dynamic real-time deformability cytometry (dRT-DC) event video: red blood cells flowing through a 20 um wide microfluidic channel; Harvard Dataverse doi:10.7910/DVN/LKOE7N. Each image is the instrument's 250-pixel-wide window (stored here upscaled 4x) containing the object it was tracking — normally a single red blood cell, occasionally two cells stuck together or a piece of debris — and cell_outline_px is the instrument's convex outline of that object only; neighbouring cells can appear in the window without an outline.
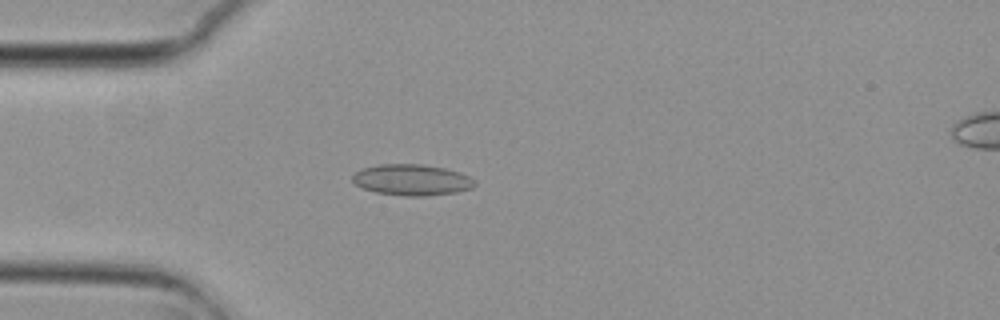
{"species": "common noctule bat (a hibernating species)", "species_latin": "Nyctalus noctula", "temperature_condition": "cold", "stored_images_in_passage": 47, "camera_frame_rate_fps": 3000, "um_per_image_px": 0.085, "animal": {"sex": "female", "body_mass_g": 29.2, "forearm_length_mm": 56.3}, "frame": {"image": 1, "passage_image": 7, "time_ms": 2.0, "image_size_px": [1000, 320], "cell_outline_px": [[476, 184], [472, 188], [456, 192], [424, 196], [404, 196], [376, 192], [364, 188], [356, 184], [352, 180], [352, 176], [356, 172], [364, 168], [380, 164], [424, 164], [444, 168], [460, 172], [476, 180]], "centroid_in_image_um": [35.04, 15.29], "position_along_channel_um": 50.0, "area_um2": 22.08}}
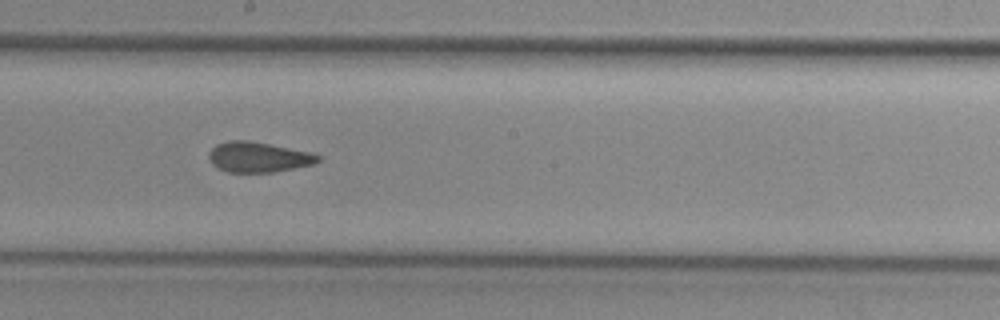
{"frame": {"image": 2, "passage_image": 22, "time_ms": 7.0, "image_size_px": [1000, 320], "cell_outline_px": [[320, 160], [312, 164], [272, 172], [228, 172], [212, 164], [208, 156], [208, 152], [216, 144], [228, 140], [248, 140], [308, 152], [320, 156]], "centroid_in_image_um": [21.89, 13.34], "position_along_channel_um": 226.3, "area_um2": 18.9}}
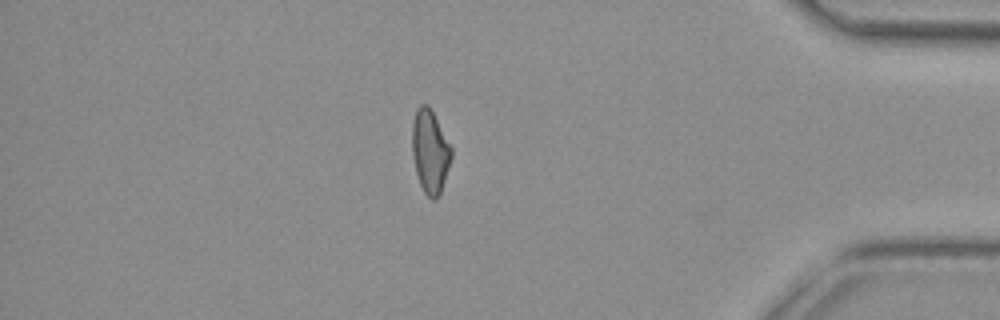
{"frame": {"image": 3, "passage_image": 39, "time_ms": 12.667, "image_size_px": [1000, 320], "cell_outline_px": [[452, 156], [440, 196], [436, 200], [432, 200], [424, 192], [420, 184], [416, 172], [412, 152], [412, 124], [416, 108], [420, 104], [428, 104], [452, 148]], "centroid_in_image_um": [36.55, 12.89], "position_along_channel_um": 398.6, "area_um2": 19.07}, "authors_computed_cell_mechanics": {"area_um2": 19.5364, "velocity_mm_per_s": 3.7337, "shape_relaxation_time_tau1_ms": null, "shape_relaxation_time_tau2_ms": 1.8981, "deformation_change_tau1": null, "deformation_change_tau2": 0.0759}}